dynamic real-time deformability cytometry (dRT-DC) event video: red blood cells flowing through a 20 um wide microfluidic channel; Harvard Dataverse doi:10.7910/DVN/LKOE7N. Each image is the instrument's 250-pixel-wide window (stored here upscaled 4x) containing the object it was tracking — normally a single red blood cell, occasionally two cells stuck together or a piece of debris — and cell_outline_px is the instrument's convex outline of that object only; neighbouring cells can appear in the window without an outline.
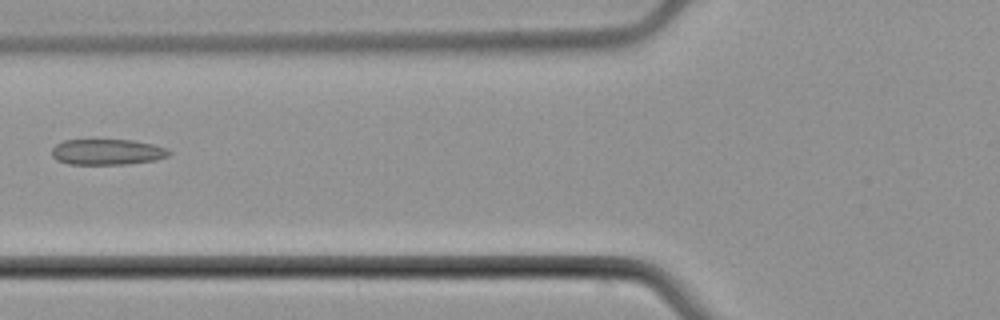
{"species": "common noctule bat (a hibernating species)", "species_latin": "Nyctalus noctula", "temperature_condition": "cold", "stored_images_in_passage": 6, "camera_frame_rate_fps": 3000, "um_per_image_px": 0.085, "animal": {"sex": "male", "body_mass_g": 21.5, "forearm_length_mm": 52.0}, "frame": {"image": 1, "passage_image": 6, "time_ms": 7.0, "image_size_px": [1000, 320], "cell_outline_px": [[172, 152], [168, 156], [156, 160], [128, 164], [68, 164], [56, 160], [52, 156], [52, 148], [56, 144], [64, 140], [132, 140], [152, 144], [168, 148]], "centroid_in_image_um": [9.13, 12.92], "position_along_channel_um": 116.7, "area_um2": 17.69}}